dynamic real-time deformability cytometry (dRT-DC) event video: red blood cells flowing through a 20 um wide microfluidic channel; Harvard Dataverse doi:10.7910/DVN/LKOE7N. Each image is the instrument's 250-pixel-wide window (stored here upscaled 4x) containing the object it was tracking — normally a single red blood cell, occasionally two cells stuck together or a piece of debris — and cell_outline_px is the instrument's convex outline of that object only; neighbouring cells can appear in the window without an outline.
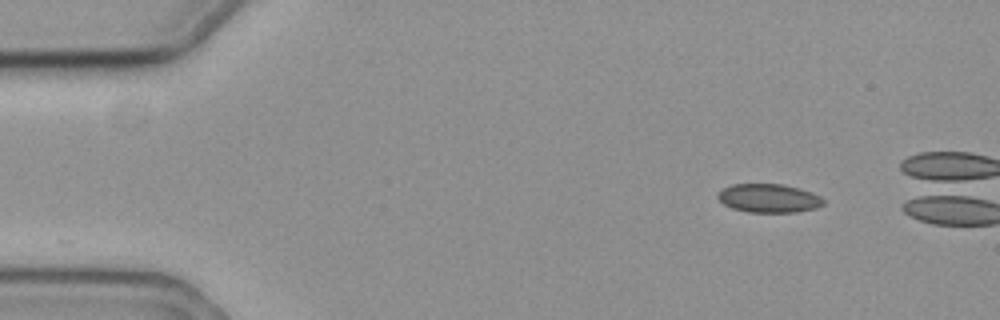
{"species": "common noctule bat (a hibernating species)", "species_latin": "Nyctalus noctula", "temperature_condition": "cold", "stored_images_in_passage": 46, "camera_frame_rate_fps": 3000, "um_per_image_px": 0.085, "animal": {"sex": "female", "body_mass_g": 19.3, "forearm_length_mm": 54.1}, "frame": {"image": 1, "passage_image": 1, "time_ms": 0.0, "image_size_px": [1000, 320], "cell_outline_px": [[824, 204], [816, 208], [796, 212], [748, 212], [732, 208], [724, 204], [716, 196], [716, 192], [732, 184], [784, 184], [800, 188], [812, 192], [820, 196], [824, 200]], "centroid_in_image_um": [65.35, 16.84], "position_along_channel_um": 19.7, "area_um2": 17.74}}
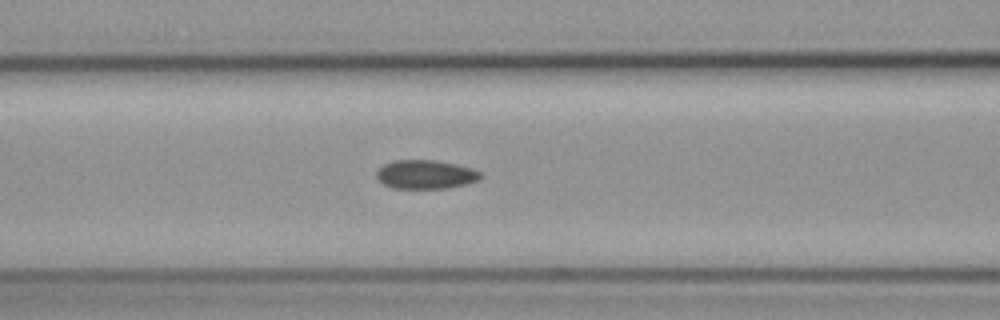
{"frame": {"image": 2, "passage_image": 18, "time_ms": 5.667, "image_size_px": [1000, 320], "cell_outline_px": [[480, 180], [448, 188], [392, 188], [384, 184], [376, 176], [376, 172], [384, 164], [392, 160], [436, 160], [456, 164], [472, 168], [480, 172]], "centroid_in_image_um": [36.17, 14.82], "position_along_channel_um": 130.4, "area_um2": 17.4}}
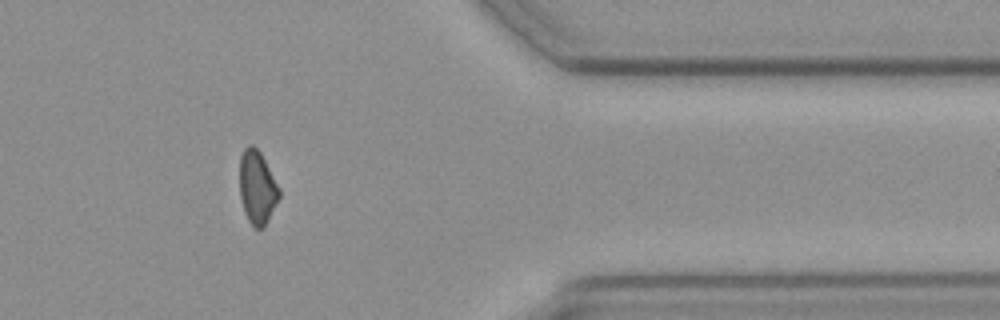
{"frame": {"image": 3, "passage_image": 42, "time_ms": 13.667, "image_size_px": [1000, 320], "cell_outline_px": [[280, 196], [264, 228], [252, 228], [244, 212], [240, 196], [240, 156], [244, 148], [248, 144], [252, 144], [260, 152], [280, 188]], "centroid_in_image_um": [21.86, 15.94], "position_along_channel_um": 389.5, "area_um2": 16.99}}